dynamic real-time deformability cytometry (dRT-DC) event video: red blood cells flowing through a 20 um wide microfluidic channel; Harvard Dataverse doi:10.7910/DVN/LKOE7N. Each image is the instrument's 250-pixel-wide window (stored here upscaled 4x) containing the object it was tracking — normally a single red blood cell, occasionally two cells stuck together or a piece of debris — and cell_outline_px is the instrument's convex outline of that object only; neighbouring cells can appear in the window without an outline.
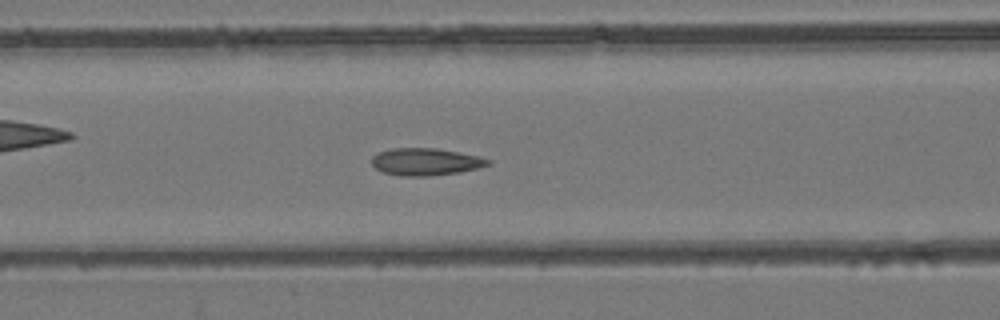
{"species": "common noctule bat (a hibernating species)", "species_latin": "Nyctalus noctula", "temperature_condition": "room temperature", "stored_images_in_passage": 55, "camera_frame_rate_fps": 3000, "um_per_image_px": 0.085, "animal": {"sex": "female", "body_mass_g": 24.6, "forearm_length_mm": 56.2}, "frame": {"image": 1, "passage_image": 22, "time_ms": 7.0, "image_size_px": [1000, 320], "cell_outline_px": [[492, 164], [460, 172], [428, 176], [400, 176], [384, 172], [376, 168], [372, 164], [372, 156], [376, 152], [392, 148], [436, 148], [476, 156], [492, 160]], "centroid_in_image_um": [36.15, 13.75], "position_along_channel_um": 130.5, "area_um2": 18.38}}
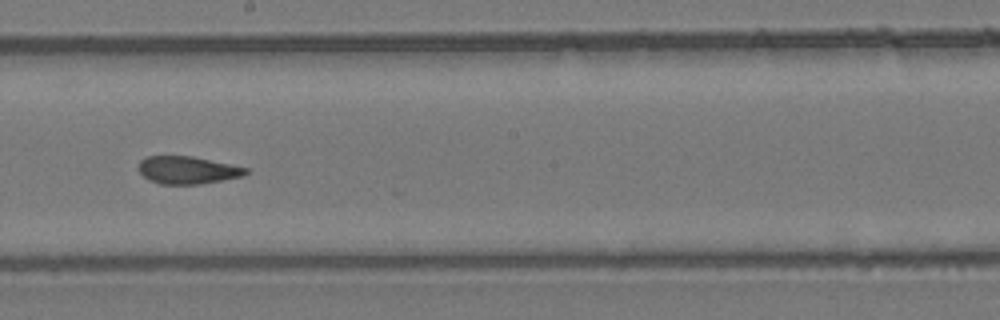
{"frame": {"image": 2, "passage_image": 30, "time_ms": 9.667, "image_size_px": [1000, 320], "cell_outline_px": [[248, 172], [244, 176], [200, 184], [160, 184], [144, 176], [140, 172], [140, 160], [148, 156], [192, 156], [248, 168]], "centroid_in_image_um": [15.97, 14.45], "position_along_channel_um": 232.2, "area_um2": 16.99}}
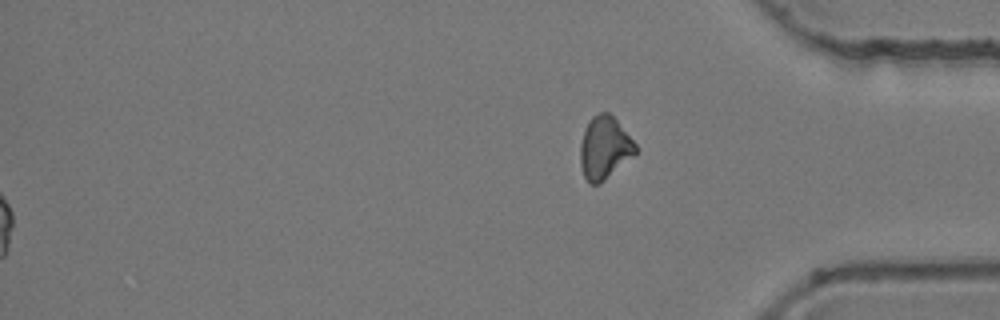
{"frame": {"image": 3, "passage_image": 55, "time_ms": 18.0, "image_size_px": [1000, 320], "cell_outline_px": [[636, 152], [600, 184], [588, 184], [584, 176], [580, 164], [580, 144], [588, 120], [592, 116], [600, 112], [608, 112], [616, 120], [636, 144]], "centroid_in_image_um": [51.34, 12.57], "position_along_channel_um": 383.9, "area_um2": 19.88}, "authors_computed_cell_mechanics": {"area_um2": 18.3226, "velocity_mm_per_s": 3.824, "shape_relaxation_time_tau1_ms": null, "shape_relaxation_time_tau2_ms": 1.6422, "deformation_change_tau1": null, "deformation_change_tau2": 0.0904}}